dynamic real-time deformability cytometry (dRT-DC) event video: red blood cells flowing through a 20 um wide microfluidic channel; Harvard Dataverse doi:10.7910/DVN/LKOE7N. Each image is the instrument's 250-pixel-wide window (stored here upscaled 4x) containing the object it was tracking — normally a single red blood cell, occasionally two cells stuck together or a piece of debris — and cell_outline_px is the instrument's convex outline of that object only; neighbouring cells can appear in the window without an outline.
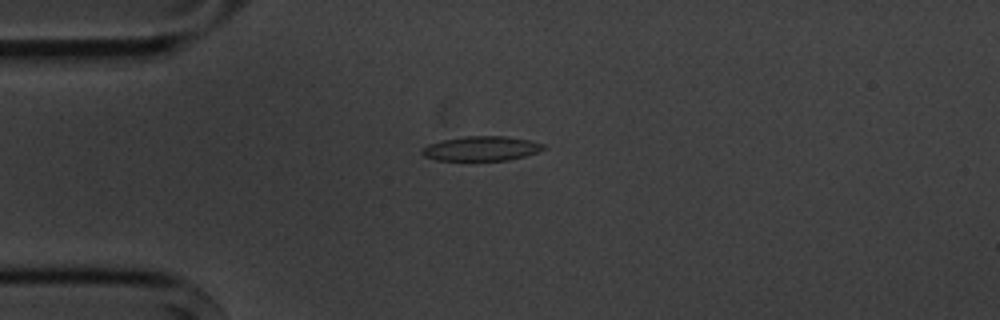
{"species": "common noctule bat (a hibernating species)", "species_latin": "Nyctalus noctula", "temperature_condition": "cold", "stored_images_in_passage": 4, "camera_frame_rate_fps": 3000, "um_per_image_px": 0.085, "animal": {"sex": "male", "body_mass_g": 20.1, "forearm_length_mm": 53.5}, "frame": {"image": 1, "passage_image": 4, "time_ms": 3.333, "image_size_px": [1000, 320], "cell_outline_px": [[548, 148], [524, 156], [508, 160], [436, 160], [424, 156], [420, 152], [428, 144], [444, 140], [464, 136], [504, 136], [528, 140], [544, 144]], "centroid_in_image_um": [40.92, 12.62], "position_along_channel_um": 44.1, "area_um2": 17.22}}